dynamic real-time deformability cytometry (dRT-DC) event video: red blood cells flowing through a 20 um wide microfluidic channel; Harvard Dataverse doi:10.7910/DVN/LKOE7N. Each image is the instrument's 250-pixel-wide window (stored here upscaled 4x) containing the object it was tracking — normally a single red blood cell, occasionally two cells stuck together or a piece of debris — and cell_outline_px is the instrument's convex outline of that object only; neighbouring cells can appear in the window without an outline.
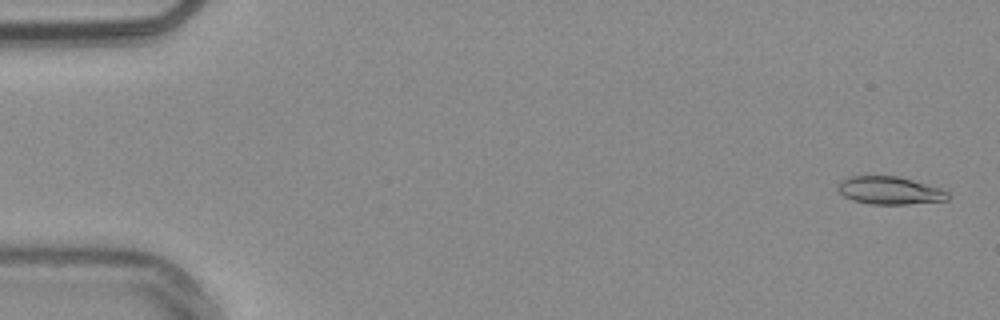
{"species": "common noctule bat (a hibernating species)", "species_latin": "Nyctalus noctula", "temperature_condition": "warm", "stored_images_in_passage": 54, "camera_frame_rate_fps": 3000, "um_per_image_px": 0.085, "animal": {"sex": "male", "body_mass_g": 20.4}, "frame": {"image": 1, "passage_image": 2, "time_ms": 0.333, "image_size_px": [1000, 320], "cell_outline_px": [[948, 200], [908, 204], [868, 204], [852, 200], [844, 196], [836, 188], [836, 184], [840, 180], [848, 176], [896, 176], [912, 180], [940, 188], [948, 192]], "centroid_in_image_um": [75.56, 16.19], "position_along_channel_um": 9.4, "area_um2": 17.86}}
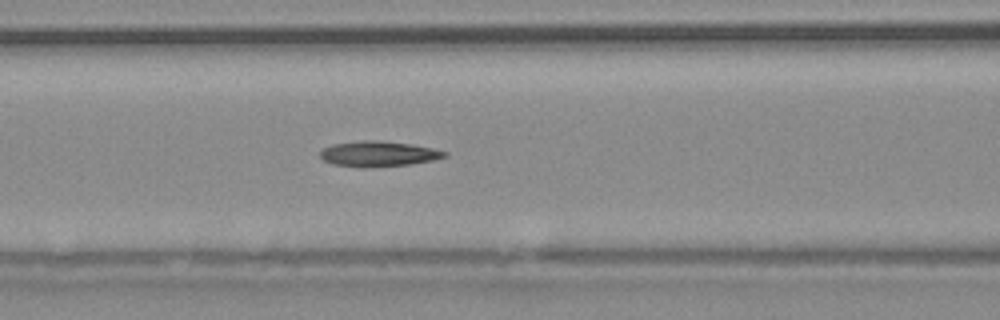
{"frame": {"image": 2, "passage_image": 23, "time_ms": 7.333, "image_size_px": [1000, 320], "cell_outline_px": [[448, 156], [432, 160], [408, 164], [364, 168], [332, 164], [324, 160], [320, 156], [320, 152], [324, 148], [332, 144], [364, 140], [380, 140], [412, 144], [432, 148], [448, 152]], "centroid_in_image_um": [32.16, 13.07], "position_along_channel_um": 134.4, "area_um2": 18.38}}
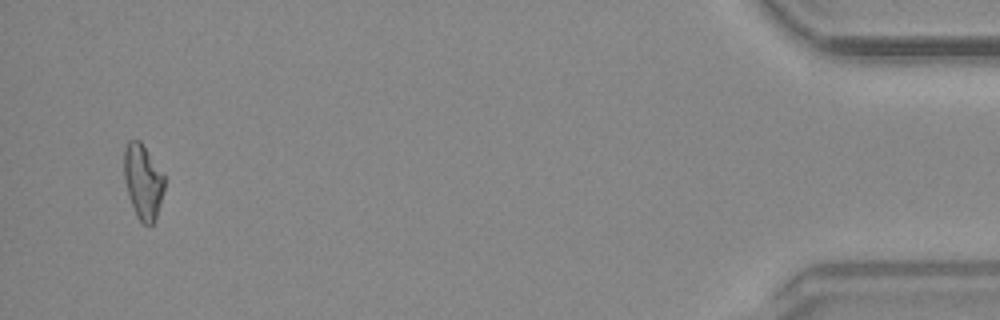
{"frame": {"image": 3, "passage_image": 52, "time_ms": 17.0, "image_size_px": [1000, 320], "cell_outline_px": [[164, 188], [160, 204], [156, 216], [152, 224], [144, 224], [136, 216], [128, 196], [124, 180], [124, 148], [128, 140], [140, 140], [164, 172]], "centroid_in_image_um": [12.15, 15.39], "position_along_channel_um": 423.1, "area_um2": 17.74}, "authors_computed_cell_mechanics": {"area_um2": 17.8602, "velocity_mm_per_s": 3.8132, "shape_relaxation_time_tau1_ms": 7.0076, "shape_relaxation_time_tau2_ms": 11.3475, "deformation_change_tau1": 0.162, "deformation_change_tau2": 0.2387}}